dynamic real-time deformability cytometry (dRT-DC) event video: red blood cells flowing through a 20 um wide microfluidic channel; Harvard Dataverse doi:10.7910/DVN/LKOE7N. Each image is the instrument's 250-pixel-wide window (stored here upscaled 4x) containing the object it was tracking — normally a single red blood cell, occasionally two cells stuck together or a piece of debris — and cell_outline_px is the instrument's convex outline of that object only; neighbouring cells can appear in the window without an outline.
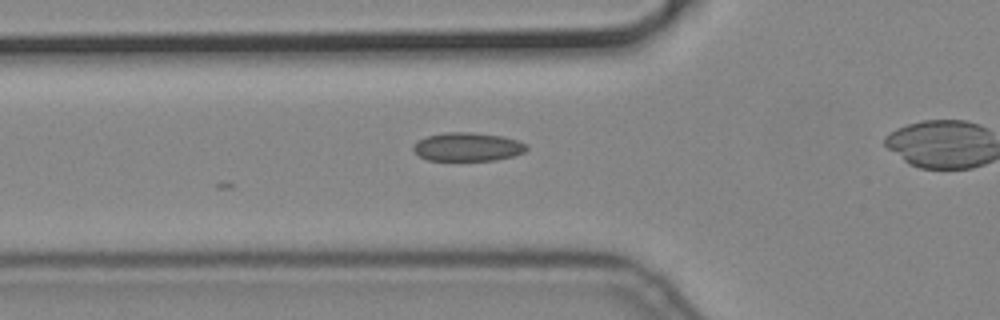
{"species": "common noctule bat (a hibernating species)", "species_latin": "Nyctalus noctula", "temperature_condition": "cold", "stored_images_in_passage": 4, "camera_frame_rate_fps": 3000, "um_per_image_px": 0.085, "animal": {"sex": "male", "body_mass_g": 19.2, "forearm_length_mm": 51.8}, "frame": {"image": 1, "passage_image": 4, "time_ms": 1.0, "image_size_px": [1000, 320], "cell_outline_px": [[528, 148], [524, 152], [512, 156], [496, 160], [428, 160], [420, 156], [412, 148], [416, 140], [428, 136], [444, 132], [472, 132], [504, 136], [528, 144]], "centroid_in_image_um": [39.76, 12.47], "position_along_channel_um": 86.0, "area_um2": 18.9}}